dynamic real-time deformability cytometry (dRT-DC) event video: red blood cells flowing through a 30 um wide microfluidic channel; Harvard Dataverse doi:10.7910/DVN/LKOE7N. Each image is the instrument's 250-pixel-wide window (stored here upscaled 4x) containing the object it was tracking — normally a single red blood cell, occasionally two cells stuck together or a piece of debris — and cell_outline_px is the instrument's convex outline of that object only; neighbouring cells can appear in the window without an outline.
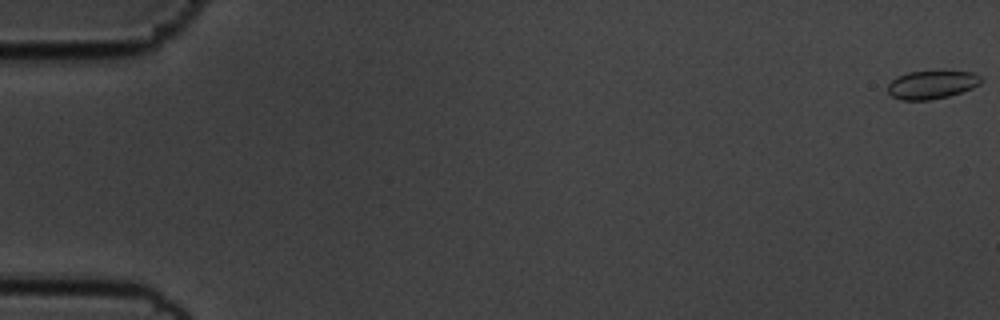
{"species": "common noctule bat (a hibernating species)", "species_latin": "Nyctalus noctula", "temperature_condition": "cold", "stored_images_in_passage": 54, "camera_frame_rate_fps": 3000, "um_per_image_px": 0.085, "animal": {"sex": "male", "body_mass_g": 19.5, "forearm_length_mm": 54.6}, "frame": {"image": 1, "passage_image": 1, "time_ms": 0.0, "image_size_px": [1000, 320], "cell_outline_px": [[984, 80], [980, 84], [972, 88], [948, 96], [928, 100], [900, 100], [892, 96], [888, 92], [888, 84], [892, 80], [908, 72], [972, 72], [980, 76]], "centroid_in_image_um": [79.21, 7.21], "position_along_channel_um": 5.8, "area_um2": 15.09}}
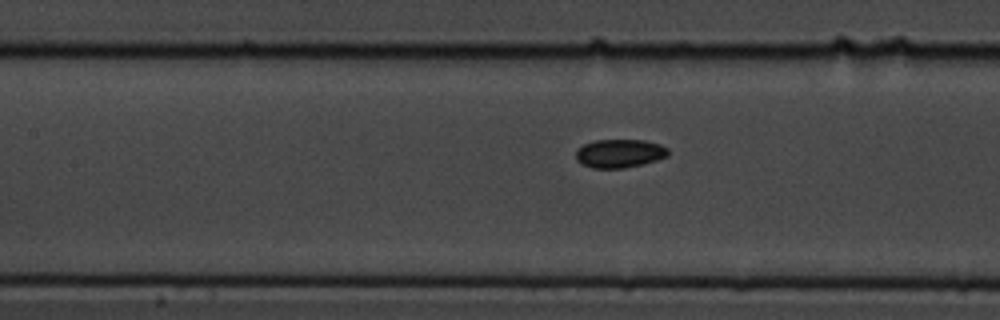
{"frame": {"image": 2, "passage_image": 27, "time_ms": 8.667, "image_size_px": [1000, 320], "cell_outline_px": [[668, 156], [644, 164], [624, 168], [592, 168], [576, 160], [576, 152], [584, 144], [596, 140], [644, 140], [660, 144], [668, 148]], "centroid_in_image_um": [52.69, 13.04], "position_along_channel_um": 154.7, "area_um2": 15.26}}
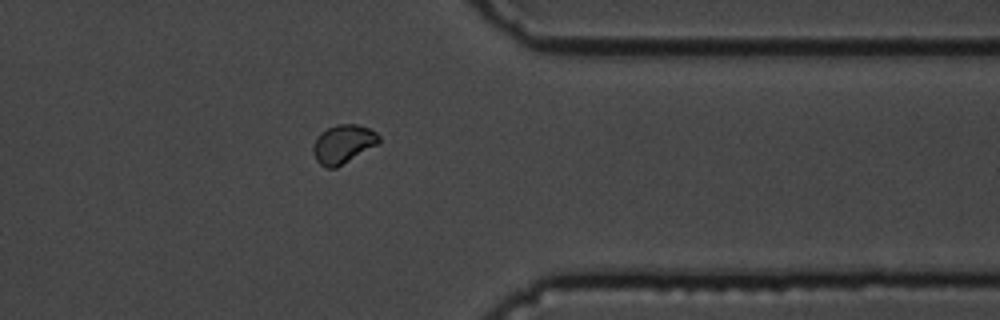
{"frame": {"image": 3, "passage_image": 47, "time_ms": 15.333, "image_size_px": [1000, 320], "cell_outline_px": [[380, 144], [336, 168], [328, 168], [320, 164], [316, 160], [312, 152], [312, 148], [320, 132], [336, 124], [356, 124], [368, 128], [376, 132], [380, 136]], "centroid_in_image_um": [29.19, 12.25], "position_along_channel_um": 382.2, "area_um2": 14.97}}